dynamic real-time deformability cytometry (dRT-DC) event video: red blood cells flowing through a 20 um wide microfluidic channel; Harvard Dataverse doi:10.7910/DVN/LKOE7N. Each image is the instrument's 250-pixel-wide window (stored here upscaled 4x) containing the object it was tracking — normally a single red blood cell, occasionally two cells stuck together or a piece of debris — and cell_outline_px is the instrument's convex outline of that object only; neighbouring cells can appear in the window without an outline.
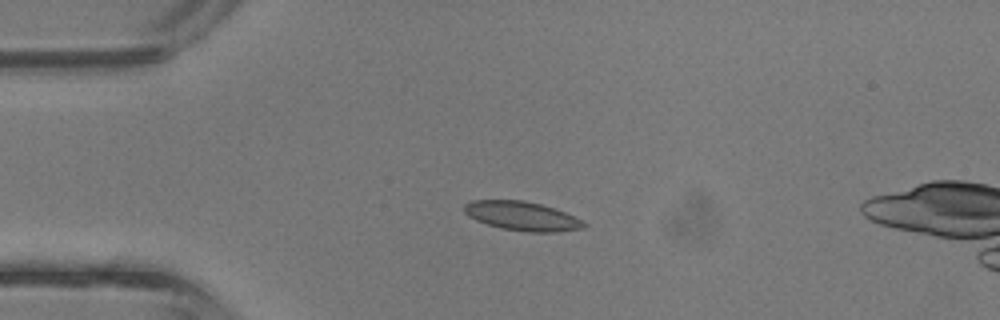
{"species": "common noctule bat (a hibernating species)", "species_latin": "Nyctalus noctula", "temperature_condition": "room temperature", "stored_images_in_passage": 3, "camera_frame_rate_fps": 3000, "um_per_image_px": 0.085, "animal": {"sex": "male", "body_mass_g": 13.3}, "frame": {"image": 1, "passage_image": 2, "time_ms": 0.333, "image_size_px": [1000, 320], "cell_outline_px": [[588, 224], [584, 228], [556, 232], [528, 232], [500, 228], [476, 220], [468, 216], [464, 212], [464, 204], [472, 200], [524, 200], [556, 208]], "centroid_in_image_um": [44.36, 18.36], "position_along_channel_um": 40.6, "area_um2": 20.23}}